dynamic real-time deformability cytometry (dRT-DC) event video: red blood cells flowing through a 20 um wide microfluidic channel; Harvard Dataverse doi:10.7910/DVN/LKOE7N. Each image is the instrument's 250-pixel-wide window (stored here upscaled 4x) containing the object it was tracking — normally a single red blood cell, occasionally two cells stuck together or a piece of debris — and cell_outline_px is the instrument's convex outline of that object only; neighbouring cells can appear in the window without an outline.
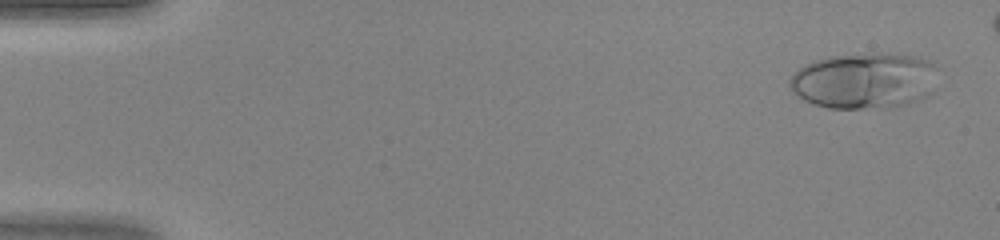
{"species": "human", "species_latin": "Homo sapiens", "temperature_condition": "warm", "stored_images_in_passage": 43, "camera_frame_rate_fps": 3000, "um_per_image_px": 0.085, "donor": {"sex": "female"}, "frame": {"image": 1, "passage_image": 2, "time_ms": 0.333, "image_size_px": [1000, 240], "cell_outline_px": [[936, 68], [932, 92], [908, 104], [888, 108], [828, 108], [804, 100], [792, 92], [788, 84], [788, 80], [804, 64], [828, 56], [872, 52], [920, 56], [928, 60]], "centroid_in_image_um": [73.45, 6.84], "position_along_channel_um": 11.5, "area_um2": 48.67}}
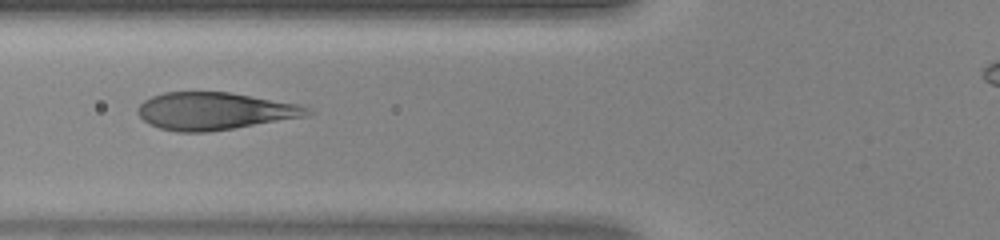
{"frame": {"image": 2, "passage_image": 18, "time_ms": 5.667, "image_size_px": [1000, 240], "cell_outline_px": [[312, 112], [308, 116], [208, 132], [176, 132], [160, 128], [148, 124], [136, 112], [136, 108], [144, 100], [152, 96], [164, 92], [228, 92], [300, 104], [308, 108]], "centroid_in_image_um": [18.21, 9.44], "position_along_channel_um": 107.6, "area_um2": 36.93}}
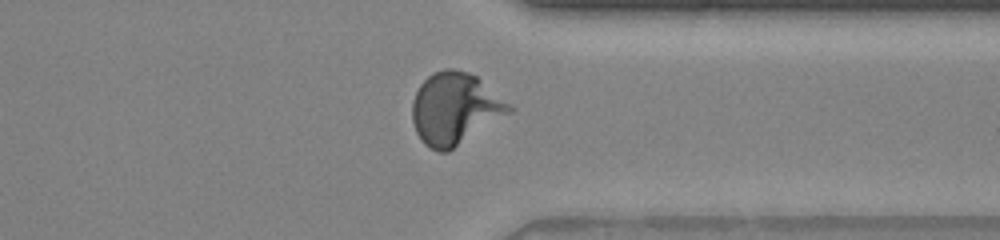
{"frame": {"image": 3, "passage_image": 36, "time_ms": 11.667, "image_size_px": [1000, 240], "cell_outline_px": [[516, 108], [512, 112], [448, 152], [436, 152], [424, 144], [416, 132], [412, 120], [412, 100], [420, 84], [432, 72], [444, 68], [456, 68], [468, 72], [476, 76]], "centroid_in_image_um": [38.67, 9.23], "position_along_channel_um": 372.7, "area_um2": 40.86}}